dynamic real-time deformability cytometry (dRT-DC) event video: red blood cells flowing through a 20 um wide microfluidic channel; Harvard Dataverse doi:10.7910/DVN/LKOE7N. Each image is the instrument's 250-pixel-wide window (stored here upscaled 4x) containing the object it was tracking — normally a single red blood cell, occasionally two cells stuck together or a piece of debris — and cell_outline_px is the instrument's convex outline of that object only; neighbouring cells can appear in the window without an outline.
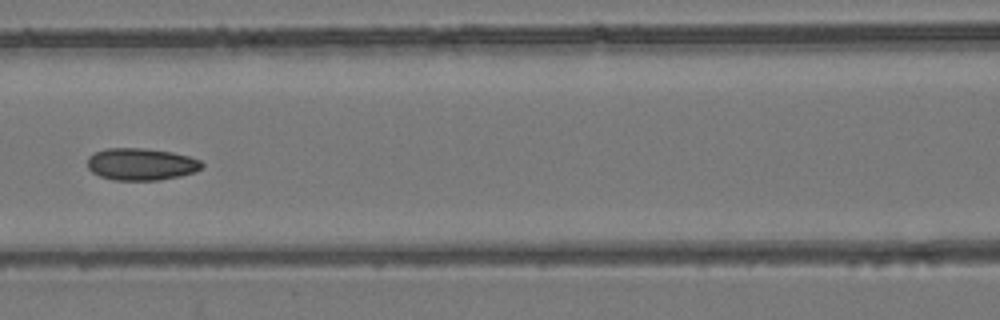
{"species": "common noctule bat (a hibernating species)", "species_latin": "Nyctalus noctula", "temperature_condition": "room temperature", "stored_images_in_passage": 6, "camera_frame_rate_fps": 3000, "um_per_image_px": 0.085, "animal": {"sex": "female", "body_mass_g": 24.6, "forearm_length_mm": 56.2}, "frame": {"image": 1, "passage_image": 5, "time_ms": 4.667, "image_size_px": [1000, 320], "cell_outline_px": [[204, 168], [196, 172], [180, 176], [160, 180], [112, 180], [100, 176], [92, 172], [88, 168], [88, 156], [104, 148], [140, 148], [172, 152], [188, 156], [200, 160], [204, 164]], "centroid_in_image_um": [12.02, 13.96], "position_along_channel_um": 154.6, "area_um2": 21.56}}
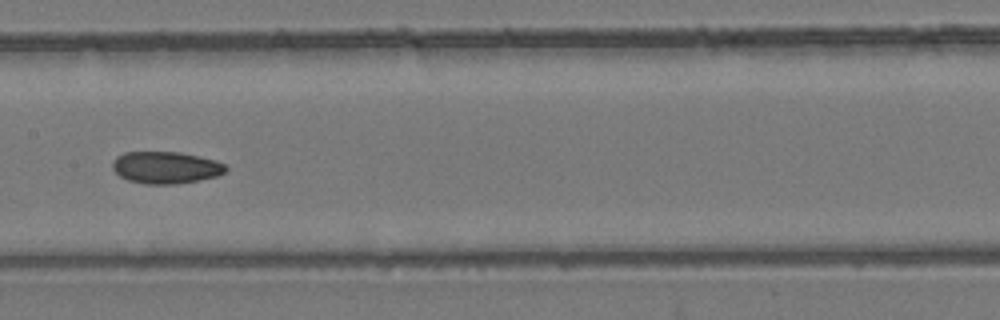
{"frame": {"image": 2, "passage_image": 6, "time_ms": 5.667, "image_size_px": [1000, 320], "cell_outline_px": [[228, 168], [224, 172], [216, 176], [200, 180], [176, 184], [144, 184], [128, 180], [120, 176], [112, 168], [112, 164], [116, 156], [124, 152], [180, 152], [216, 160], [224, 164]], "centroid_in_image_um": [14.08, 14.24], "position_along_channel_um": 193.3, "area_um2": 21.15}}